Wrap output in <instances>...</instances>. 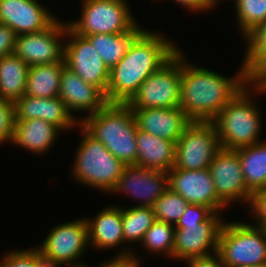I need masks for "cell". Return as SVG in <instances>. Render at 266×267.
<instances>
[{
    "label": "cell",
    "mask_w": 266,
    "mask_h": 267,
    "mask_svg": "<svg viewBox=\"0 0 266 267\" xmlns=\"http://www.w3.org/2000/svg\"><path fill=\"white\" fill-rule=\"evenodd\" d=\"M183 56L179 106L190 121L212 122L223 107L251 83L243 64L236 77L227 78L207 68L190 65L188 61L185 63Z\"/></svg>",
    "instance_id": "obj_1"
},
{
    "label": "cell",
    "mask_w": 266,
    "mask_h": 267,
    "mask_svg": "<svg viewBox=\"0 0 266 267\" xmlns=\"http://www.w3.org/2000/svg\"><path fill=\"white\" fill-rule=\"evenodd\" d=\"M162 35L143 30L132 42L126 55L110 69L106 90L108 103L126 104L142 82L178 50Z\"/></svg>",
    "instance_id": "obj_2"
},
{
    "label": "cell",
    "mask_w": 266,
    "mask_h": 267,
    "mask_svg": "<svg viewBox=\"0 0 266 267\" xmlns=\"http://www.w3.org/2000/svg\"><path fill=\"white\" fill-rule=\"evenodd\" d=\"M79 125L125 165L136 164L137 123L126 104L108 103L95 114L83 118Z\"/></svg>",
    "instance_id": "obj_3"
},
{
    "label": "cell",
    "mask_w": 266,
    "mask_h": 267,
    "mask_svg": "<svg viewBox=\"0 0 266 267\" xmlns=\"http://www.w3.org/2000/svg\"><path fill=\"white\" fill-rule=\"evenodd\" d=\"M248 87L241 90L212 121L216 127L221 148L239 149L260 142L259 108L252 101ZM249 94V95H248Z\"/></svg>",
    "instance_id": "obj_4"
},
{
    "label": "cell",
    "mask_w": 266,
    "mask_h": 267,
    "mask_svg": "<svg viewBox=\"0 0 266 267\" xmlns=\"http://www.w3.org/2000/svg\"><path fill=\"white\" fill-rule=\"evenodd\" d=\"M80 128L84 135L76 151L72 174L85 185L111 193L126 165L82 126Z\"/></svg>",
    "instance_id": "obj_5"
},
{
    "label": "cell",
    "mask_w": 266,
    "mask_h": 267,
    "mask_svg": "<svg viewBox=\"0 0 266 267\" xmlns=\"http://www.w3.org/2000/svg\"><path fill=\"white\" fill-rule=\"evenodd\" d=\"M217 253L225 267L266 264V228L224 222Z\"/></svg>",
    "instance_id": "obj_6"
},
{
    "label": "cell",
    "mask_w": 266,
    "mask_h": 267,
    "mask_svg": "<svg viewBox=\"0 0 266 267\" xmlns=\"http://www.w3.org/2000/svg\"><path fill=\"white\" fill-rule=\"evenodd\" d=\"M181 77L182 51L178 50L142 82L126 105L130 109L179 107Z\"/></svg>",
    "instance_id": "obj_7"
},
{
    "label": "cell",
    "mask_w": 266,
    "mask_h": 267,
    "mask_svg": "<svg viewBox=\"0 0 266 267\" xmlns=\"http://www.w3.org/2000/svg\"><path fill=\"white\" fill-rule=\"evenodd\" d=\"M81 19L68 27L80 36L118 34L131 31L138 23L131 15L126 0H83Z\"/></svg>",
    "instance_id": "obj_8"
},
{
    "label": "cell",
    "mask_w": 266,
    "mask_h": 267,
    "mask_svg": "<svg viewBox=\"0 0 266 267\" xmlns=\"http://www.w3.org/2000/svg\"><path fill=\"white\" fill-rule=\"evenodd\" d=\"M220 149L218 133L213 122L191 121L176 141L173 168L192 171L209 168Z\"/></svg>",
    "instance_id": "obj_9"
},
{
    "label": "cell",
    "mask_w": 266,
    "mask_h": 267,
    "mask_svg": "<svg viewBox=\"0 0 266 267\" xmlns=\"http://www.w3.org/2000/svg\"><path fill=\"white\" fill-rule=\"evenodd\" d=\"M66 32L67 23L56 19L43 31L16 35L13 53L28 66L60 62L64 59L65 45L60 39Z\"/></svg>",
    "instance_id": "obj_10"
},
{
    "label": "cell",
    "mask_w": 266,
    "mask_h": 267,
    "mask_svg": "<svg viewBox=\"0 0 266 267\" xmlns=\"http://www.w3.org/2000/svg\"><path fill=\"white\" fill-rule=\"evenodd\" d=\"M67 35L72 40L70 39L69 43L64 45L65 65L86 83L96 86L106 94L110 70L98 55L96 48L86 37L74 33L68 24Z\"/></svg>",
    "instance_id": "obj_11"
},
{
    "label": "cell",
    "mask_w": 266,
    "mask_h": 267,
    "mask_svg": "<svg viewBox=\"0 0 266 267\" xmlns=\"http://www.w3.org/2000/svg\"><path fill=\"white\" fill-rule=\"evenodd\" d=\"M214 212L207 220L196 225H175L173 258L184 261L212 255L218 250L220 231L223 221ZM208 250V251H207Z\"/></svg>",
    "instance_id": "obj_12"
},
{
    "label": "cell",
    "mask_w": 266,
    "mask_h": 267,
    "mask_svg": "<svg viewBox=\"0 0 266 267\" xmlns=\"http://www.w3.org/2000/svg\"><path fill=\"white\" fill-rule=\"evenodd\" d=\"M217 196L228 205L242 200L250 204L253 193L244 181L236 150L221 148L209 166Z\"/></svg>",
    "instance_id": "obj_13"
},
{
    "label": "cell",
    "mask_w": 266,
    "mask_h": 267,
    "mask_svg": "<svg viewBox=\"0 0 266 267\" xmlns=\"http://www.w3.org/2000/svg\"><path fill=\"white\" fill-rule=\"evenodd\" d=\"M88 243V224L83 218L54 227L38 249L66 266L78 264L77 259L83 256Z\"/></svg>",
    "instance_id": "obj_14"
},
{
    "label": "cell",
    "mask_w": 266,
    "mask_h": 267,
    "mask_svg": "<svg viewBox=\"0 0 266 267\" xmlns=\"http://www.w3.org/2000/svg\"><path fill=\"white\" fill-rule=\"evenodd\" d=\"M168 188L181 195L189 204L210 207L220 212L227 205L217 196L214 181L208 168L202 170H182L172 168L168 171Z\"/></svg>",
    "instance_id": "obj_15"
},
{
    "label": "cell",
    "mask_w": 266,
    "mask_h": 267,
    "mask_svg": "<svg viewBox=\"0 0 266 267\" xmlns=\"http://www.w3.org/2000/svg\"><path fill=\"white\" fill-rule=\"evenodd\" d=\"M167 189L168 172L126 165L111 192H127L144 200L137 206L152 207Z\"/></svg>",
    "instance_id": "obj_16"
},
{
    "label": "cell",
    "mask_w": 266,
    "mask_h": 267,
    "mask_svg": "<svg viewBox=\"0 0 266 267\" xmlns=\"http://www.w3.org/2000/svg\"><path fill=\"white\" fill-rule=\"evenodd\" d=\"M55 20L36 0H0V24L16 35L43 31Z\"/></svg>",
    "instance_id": "obj_17"
},
{
    "label": "cell",
    "mask_w": 266,
    "mask_h": 267,
    "mask_svg": "<svg viewBox=\"0 0 266 267\" xmlns=\"http://www.w3.org/2000/svg\"><path fill=\"white\" fill-rule=\"evenodd\" d=\"M59 98L72 116L75 110H85L89 114L87 116H90L108 104L106 95L101 89L86 83L66 65L62 68Z\"/></svg>",
    "instance_id": "obj_18"
},
{
    "label": "cell",
    "mask_w": 266,
    "mask_h": 267,
    "mask_svg": "<svg viewBox=\"0 0 266 267\" xmlns=\"http://www.w3.org/2000/svg\"><path fill=\"white\" fill-rule=\"evenodd\" d=\"M14 105L15 120L41 119L56 126L60 131L80 126V121L71 115L59 96L40 98L23 95Z\"/></svg>",
    "instance_id": "obj_19"
},
{
    "label": "cell",
    "mask_w": 266,
    "mask_h": 267,
    "mask_svg": "<svg viewBox=\"0 0 266 267\" xmlns=\"http://www.w3.org/2000/svg\"><path fill=\"white\" fill-rule=\"evenodd\" d=\"M139 130L176 142L191 122L179 107L131 109Z\"/></svg>",
    "instance_id": "obj_20"
},
{
    "label": "cell",
    "mask_w": 266,
    "mask_h": 267,
    "mask_svg": "<svg viewBox=\"0 0 266 267\" xmlns=\"http://www.w3.org/2000/svg\"><path fill=\"white\" fill-rule=\"evenodd\" d=\"M136 166L168 172L175 164L176 142L156 137L137 127Z\"/></svg>",
    "instance_id": "obj_21"
},
{
    "label": "cell",
    "mask_w": 266,
    "mask_h": 267,
    "mask_svg": "<svg viewBox=\"0 0 266 267\" xmlns=\"http://www.w3.org/2000/svg\"><path fill=\"white\" fill-rule=\"evenodd\" d=\"M89 244L99 249H111L124 242L122 207H106L96 218L87 219ZM91 242V243H90Z\"/></svg>",
    "instance_id": "obj_22"
},
{
    "label": "cell",
    "mask_w": 266,
    "mask_h": 267,
    "mask_svg": "<svg viewBox=\"0 0 266 267\" xmlns=\"http://www.w3.org/2000/svg\"><path fill=\"white\" fill-rule=\"evenodd\" d=\"M59 129L41 119L15 120L11 142L31 152L42 154L48 151Z\"/></svg>",
    "instance_id": "obj_23"
},
{
    "label": "cell",
    "mask_w": 266,
    "mask_h": 267,
    "mask_svg": "<svg viewBox=\"0 0 266 267\" xmlns=\"http://www.w3.org/2000/svg\"><path fill=\"white\" fill-rule=\"evenodd\" d=\"M65 60L51 64L29 66L25 94L32 97L59 96L62 68Z\"/></svg>",
    "instance_id": "obj_24"
},
{
    "label": "cell",
    "mask_w": 266,
    "mask_h": 267,
    "mask_svg": "<svg viewBox=\"0 0 266 267\" xmlns=\"http://www.w3.org/2000/svg\"><path fill=\"white\" fill-rule=\"evenodd\" d=\"M29 66L14 53L0 58V98L15 102L25 94Z\"/></svg>",
    "instance_id": "obj_25"
},
{
    "label": "cell",
    "mask_w": 266,
    "mask_h": 267,
    "mask_svg": "<svg viewBox=\"0 0 266 267\" xmlns=\"http://www.w3.org/2000/svg\"><path fill=\"white\" fill-rule=\"evenodd\" d=\"M247 188L255 193L266 187V143L236 149Z\"/></svg>",
    "instance_id": "obj_26"
},
{
    "label": "cell",
    "mask_w": 266,
    "mask_h": 267,
    "mask_svg": "<svg viewBox=\"0 0 266 267\" xmlns=\"http://www.w3.org/2000/svg\"><path fill=\"white\" fill-rule=\"evenodd\" d=\"M137 25L129 32L118 34H92L85 36L96 48L105 65L112 69L128 51L133 40L142 32Z\"/></svg>",
    "instance_id": "obj_27"
},
{
    "label": "cell",
    "mask_w": 266,
    "mask_h": 267,
    "mask_svg": "<svg viewBox=\"0 0 266 267\" xmlns=\"http://www.w3.org/2000/svg\"><path fill=\"white\" fill-rule=\"evenodd\" d=\"M247 53L243 61L250 82L266 79V21L257 26L247 36Z\"/></svg>",
    "instance_id": "obj_28"
},
{
    "label": "cell",
    "mask_w": 266,
    "mask_h": 267,
    "mask_svg": "<svg viewBox=\"0 0 266 267\" xmlns=\"http://www.w3.org/2000/svg\"><path fill=\"white\" fill-rule=\"evenodd\" d=\"M155 221L152 207L133 206L122 209L124 242L143 241L146 231Z\"/></svg>",
    "instance_id": "obj_29"
},
{
    "label": "cell",
    "mask_w": 266,
    "mask_h": 267,
    "mask_svg": "<svg viewBox=\"0 0 266 267\" xmlns=\"http://www.w3.org/2000/svg\"><path fill=\"white\" fill-rule=\"evenodd\" d=\"M175 225L156 220L146 231L143 246L154 253H164L173 257Z\"/></svg>",
    "instance_id": "obj_30"
},
{
    "label": "cell",
    "mask_w": 266,
    "mask_h": 267,
    "mask_svg": "<svg viewBox=\"0 0 266 267\" xmlns=\"http://www.w3.org/2000/svg\"><path fill=\"white\" fill-rule=\"evenodd\" d=\"M188 204L189 203L181 195L168 188L155 201L152 205V209L155 213L156 220L176 225L186 211Z\"/></svg>",
    "instance_id": "obj_31"
},
{
    "label": "cell",
    "mask_w": 266,
    "mask_h": 267,
    "mask_svg": "<svg viewBox=\"0 0 266 267\" xmlns=\"http://www.w3.org/2000/svg\"><path fill=\"white\" fill-rule=\"evenodd\" d=\"M237 19L244 37L266 21V0H235Z\"/></svg>",
    "instance_id": "obj_32"
},
{
    "label": "cell",
    "mask_w": 266,
    "mask_h": 267,
    "mask_svg": "<svg viewBox=\"0 0 266 267\" xmlns=\"http://www.w3.org/2000/svg\"><path fill=\"white\" fill-rule=\"evenodd\" d=\"M15 125L14 102L0 98V144L11 142Z\"/></svg>",
    "instance_id": "obj_33"
},
{
    "label": "cell",
    "mask_w": 266,
    "mask_h": 267,
    "mask_svg": "<svg viewBox=\"0 0 266 267\" xmlns=\"http://www.w3.org/2000/svg\"><path fill=\"white\" fill-rule=\"evenodd\" d=\"M214 211L208 207L197 204H188L186 211L176 225H196L207 220Z\"/></svg>",
    "instance_id": "obj_34"
},
{
    "label": "cell",
    "mask_w": 266,
    "mask_h": 267,
    "mask_svg": "<svg viewBox=\"0 0 266 267\" xmlns=\"http://www.w3.org/2000/svg\"><path fill=\"white\" fill-rule=\"evenodd\" d=\"M1 261L0 267H36L35 249L7 253Z\"/></svg>",
    "instance_id": "obj_35"
},
{
    "label": "cell",
    "mask_w": 266,
    "mask_h": 267,
    "mask_svg": "<svg viewBox=\"0 0 266 267\" xmlns=\"http://www.w3.org/2000/svg\"><path fill=\"white\" fill-rule=\"evenodd\" d=\"M250 207L256 217V225L266 228V190L253 193Z\"/></svg>",
    "instance_id": "obj_36"
},
{
    "label": "cell",
    "mask_w": 266,
    "mask_h": 267,
    "mask_svg": "<svg viewBox=\"0 0 266 267\" xmlns=\"http://www.w3.org/2000/svg\"><path fill=\"white\" fill-rule=\"evenodd\" d=\"M15 39V32L7 25L0 24V58L13 53Z\"/></svg>",
    "instance_id": "obj_37"
},
{
    "label": "cell",
    "mask_w": 266,
    "mask_h": 267,
    "mask_svg": "<svg viewBox=\"0 0 266 267\" xmlns=\"http://www.w3.org/2000/svg\"><path fill=\"white\" fill-rule=\"evenodd\" d=\"M113 258L110 261L104 262L101 267H140V260L132 251L129 252L127 249Z\"/></svg>",
    "instance_id": "obj_38"
},
{
    "label": "cell",
    "mask_w": 266,
    "mask_h": 267,
    "mask_svg": "<svg viewBox=\"0 0 266 267\" xmlns=\"http://www.w3.org/2000/svg\"><path fill=\"white\" fill-rule=\"evenodd\" d=\"M186 261L189 262V267H225L217 252L209 256L192 258Z\"/></svg>",
    "instance_id": "obj_39"
},
{
    "label": "cell",
    "mask_w": 266,
    "mask_h": 267,
    "mask_svg": "<svg viewBox=\"0 0 266 267\" xmlns=\"http://www.w3.org/2000/svg\"><path fill=\"white\" fill-rule=\"evenodd\" d=\"M35 263L36 267H60L61 264H64L63 262L44 254L38 247L37 249L35 248Z\"/></svg>",
    "instance_id": "obj_40"
},
{
    "label": "cell",
    "mask_w": 266,
    "mask_h": 267,
    "mask_svg": "<svg viewBox=\"0 0 266 267\" xmlns=\"http://www.w3.org/2000/svg\"><path fill=\"white\" fill-rule=\"evenodd\" d=\"M184 7L189 8L190 10H209L213 5L209 0H175Z\"/></svg>",
    "instance_id": "obj_41"
},
{
    "label": "cell",
    "mask_w": 266,
    "mask_h": 267,
    "mask_svg": "<svg viewBox=\"0 0 266 267\" xmlns=\"http://www.w3.org/2000/svg\"><path fill=\"white\" fill-rule=\"evenodd\" d=\"M68 267H88V265L86 266L84 264L82 265V264L78 263V264L68 265Z\"/></svg>",
    "instance_id": "obj_42"
},
{
    "label": "cell",
    "mask_w": 266,
    "mask_h": 267,
    "mask_svg": "<svg viewBox=\"0 0 266 267\" xmlns=\"http://www.w3.org/2000/svg\"><path fill=\"white\" fill-rule=\"evenodd\" d=\"M237 267H266V264H263V265L237 266Z\"/></svg>",
    "instance_id": "obj_43"
},
{
    "label": "cell",
    "mask_w": 266,
    "mask_h": 267,
    "mask_svg": "<svg viewBox=\"0 0 266 267\" xmlns=\"http://www.w3.org/2000/svg\"><path fill=\"white\" fill-rule=\"evenodd\" d=\"M209 1L213 6H215V4H217V2H220L219 0H209Z\"/></svg>",
    "instance_id": "obj_44"
}]
</instances>
